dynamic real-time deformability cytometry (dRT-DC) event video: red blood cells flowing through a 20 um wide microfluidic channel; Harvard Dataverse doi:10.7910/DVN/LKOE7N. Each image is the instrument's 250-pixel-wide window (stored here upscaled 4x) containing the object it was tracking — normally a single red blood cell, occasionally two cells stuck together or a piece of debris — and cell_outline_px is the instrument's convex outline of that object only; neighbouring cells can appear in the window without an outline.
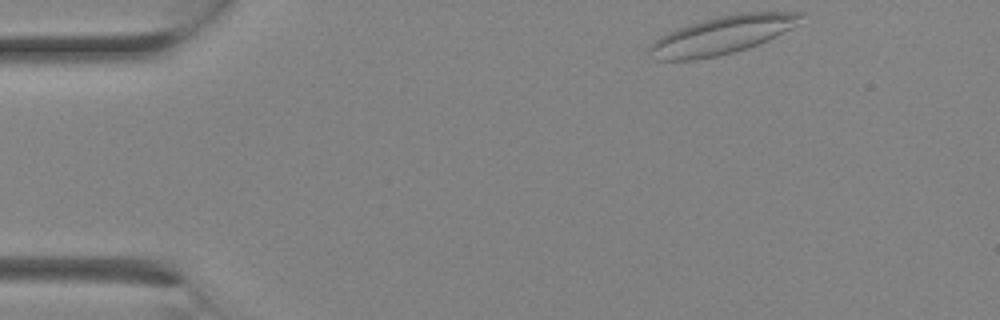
{"species": "Egyptian fruit bat (a non-hibernating species)", "species_latin": "Rousettus aegyptiacus", "temperature_condition": "room temperature", "stored_images_in_passage": 10, "camera_frame_rate_fps": 3000, "um_per_image_px": 0.085, "animal": {"sex": "female"}, "frame": {"image": 1, "passage_image": 1, "time_ms": 0.0, "image_size_px": [1000, 320], "cell_outline_px": [[804, 24], [768, 40], [748, 48], [716, 56], [696, 60], [656, 60], [648, 52], [648, 48], [652, 40], [668, 32], [688, 24], [720, 16], [740, 12], [804, 12]], "centroid_in_image_um": [61.44, 2.97], "position_along_channel_um": 23.6, "area_um2": 33.99}}
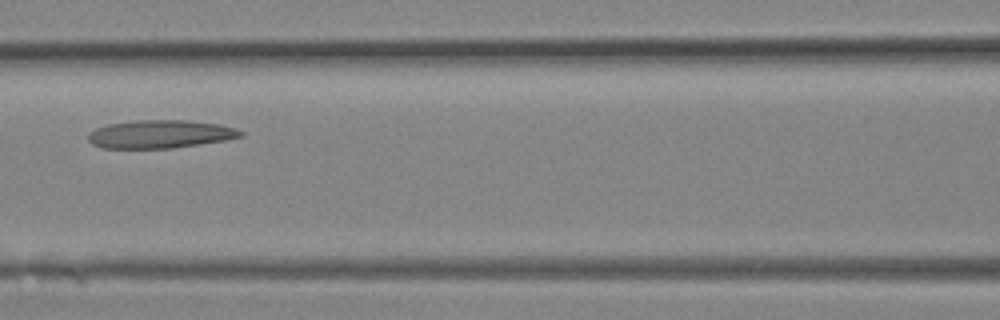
{"frame": {"image": 2, "passage_image": 9, "time_ms": 2.667, "image_size_px": [1000, 320], "cell_outline_px": [[244, 136], [224, 140], [200, 144], [172, 148], [100, 148], [92, 144], [88, 140], [88, 132], [96, 128], [108, 124], [136, 120], [188, 120], [220, 124], [236, 128], [244, 132]], "centroid_in_image_um": [13.61, 11.4], "position_along_channel_um": 153.0, "area_um2": 25.14}}